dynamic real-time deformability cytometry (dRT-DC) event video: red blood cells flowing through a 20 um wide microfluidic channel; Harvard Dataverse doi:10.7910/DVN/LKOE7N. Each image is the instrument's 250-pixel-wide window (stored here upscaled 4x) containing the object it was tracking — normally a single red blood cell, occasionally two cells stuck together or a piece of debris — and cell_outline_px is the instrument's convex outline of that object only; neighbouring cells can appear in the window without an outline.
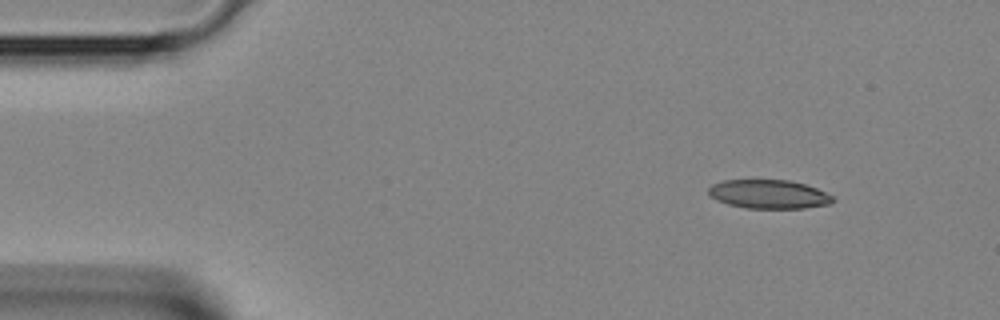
{"species": "Egyptian fruit bat (a non-hibernating species)", "species_latin": "Rousettus aegyptiacus", "temperature_condition": "room temperature", "stored_images_in_passage": 4, "camera_frame_rate_fps": 3000, "um_per_image_px": 0.085, "animal": {"sex": "female"}, "frame": {"image": 1, "passage_image": 1, "time_ms": 0.0, "image_size_px": [1000, 320], "cell_outline_px": [[836, 200], [828, 204], [804, 208], [748, 208], [728, 204], [716, 200], [708, 192], [708, 188], [712, 184], [724, 180], [788, 180], [804, 184], [816, 188], [836, 196]], "centroid_in_image_um": [65.38, 16.5], "position_along_channel_um": 19.6, "area_um2": 20.87}}